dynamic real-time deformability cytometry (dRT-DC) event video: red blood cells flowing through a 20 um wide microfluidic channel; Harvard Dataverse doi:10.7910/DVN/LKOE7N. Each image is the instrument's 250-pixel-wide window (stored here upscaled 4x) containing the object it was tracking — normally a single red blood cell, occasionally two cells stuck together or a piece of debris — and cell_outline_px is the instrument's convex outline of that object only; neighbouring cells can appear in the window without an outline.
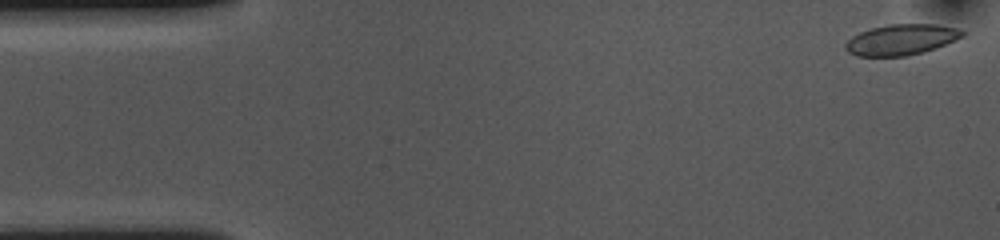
{"species": "common noctule bat (a hibernating species)", "species_latin": "Nyctalus noctula", "temperature_condition": "cold", "stored_images_in_passage": 54, "camera_frame_rate_fps": 3000, "um_per_image_px": 0.085, "animal": {"sex": "female", "body_mass_g": 10.0, "forearm_length_mm": 53.1}, "frame": {"image": 1, "passage_image": 1, "time_ms": 0.0, "image_size_px": [1000, 240], "cell_outline_px": [[964, 36], [936, 48], [924, 52], [908, 56], [856, 56], [848, 52], [844, 48], [844, 44], [852, 36], [860, 32], [872, 28], [888, 24], [936, 24], [956, 28], [964, 32]], "centroid_in_image_um": [76.58, 3.38], "position_along_channel_um": 8.4, "area_um2": 20.98}}
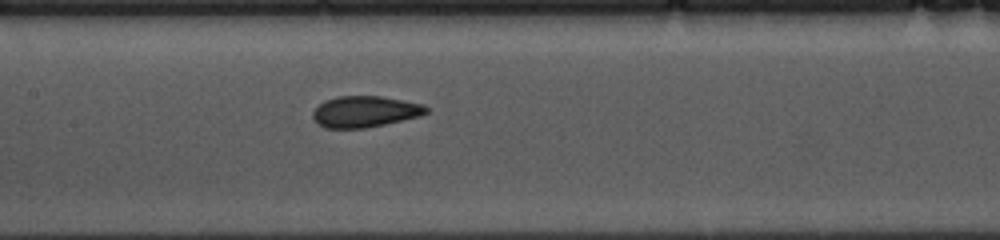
{"frame": {"image": 2, "passage_image": 24, "time_ms": 7.667, "image_size_px": [1000, 240], "cell_outline_px": [[428, 112], [420, 116], [384, 124], [364, 128], [324, 128], [312, 116], [312, 112], [324, 100], [336, 96], [380, 96], [424, 104], [428, 108]], "centroid_in_image_um": [31.02, 9.48], "position_along_channel_um": 176.4, "area_um2": 20.52}}
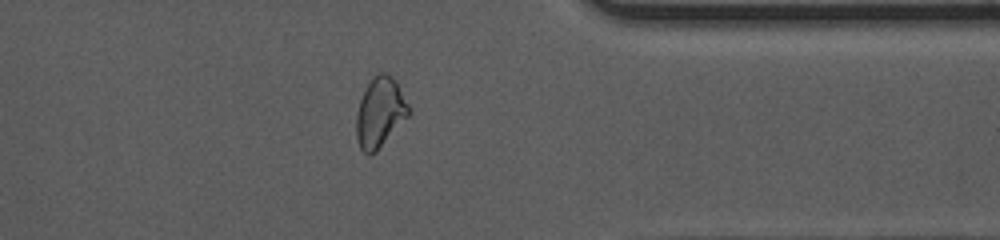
{"frame": {"image": 3, "passage_image": 42, "time_ms": 13.667, "image_size_px": [1000, 240], "cell_outline_px": [[412, 112], [376, 152], [364, 152], [360, 148], [356, 136], [356, 116], [360, 100], [368, 84], [376, 72], [384, 72], [396, 80]], "centroid_in_image_um": [32.31, 9.54], "position_along_channel_um": 379.1, "area_um2": 21.15}, "authors_computed_cell_mechanics": {"area_um2": 21.2126, "velocity_mm_per_s": 3.5918, "shape_relaxation_time_tau1_ms": 10.1007, "shape_relaxation_time_tau2_ms": 1.8379, "deformation_change_tau1": 0.187, "deformation_change_tau2": 0.0591}}